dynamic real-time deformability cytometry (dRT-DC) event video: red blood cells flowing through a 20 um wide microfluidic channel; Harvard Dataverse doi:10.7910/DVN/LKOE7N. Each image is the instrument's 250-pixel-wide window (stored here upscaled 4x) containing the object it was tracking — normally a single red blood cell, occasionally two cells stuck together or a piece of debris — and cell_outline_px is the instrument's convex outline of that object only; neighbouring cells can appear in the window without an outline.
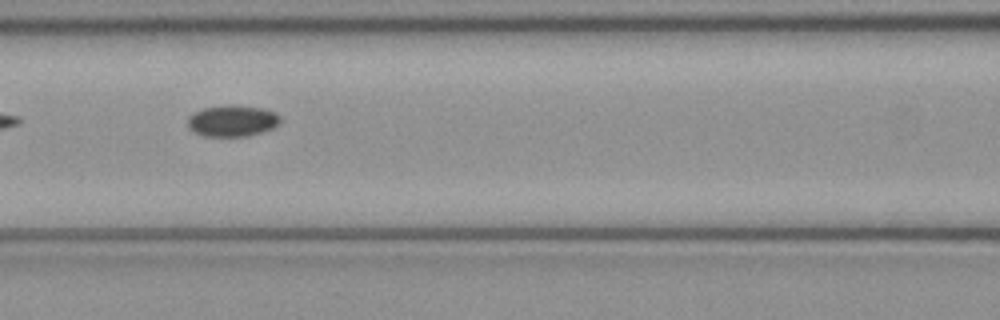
{"species": "common noctule bat (a hibernating species)", "species_latin": "Nyctalus noctula", "temperature_condition": "cold", "stored_images_in_passage": 8, "camera_frame_rate_fps": 3000, "um_per_image_px": 0.085, "animal": {"sex": "female", "body_mass_g": 21.9}, "frame": {"image": 1, "passage_image": 7, "time_ms": 2.0, "image_size_px": [1000, 320], "cell_outline_px": [[280, 124], [272, 128], [248, 136], [204, 136], [188, 128], [188, 116], [204, 108], [260, 108], [276, 112], [280, 116]], "centroid_in_image_um": [19.76, 10.33], "position_along_channel_um": 146.8, "area_um2": 16.01}}
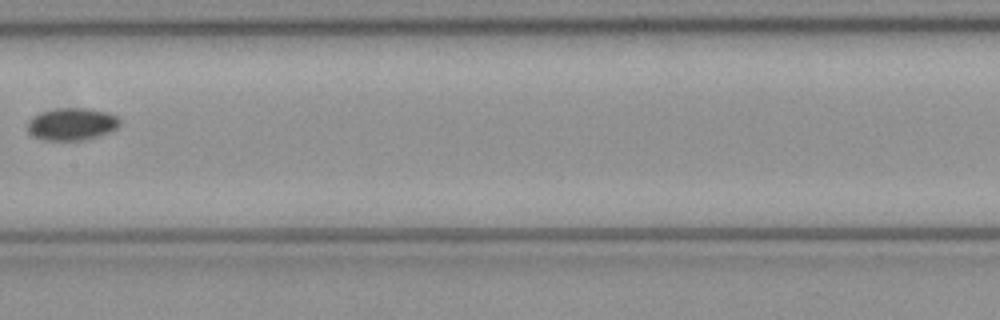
{"frame": {"image": 2, "passage_image": 8, "time_ms": 2.333, "image_size_px": [1000, 320], "cell_outline_px": [[120, 124], [116, 128], [108, 132], [84, 140], [44, 140], [28, 132], [28, 120], [32, 116], [40, 112], [56, 108], [88, 108], [108, 112], [116, 116], [120, 120]], "centroid_in_image_um": [6.09, 10.53], "position_along_channel_um": 201.3, "area_um2": 17.34}}